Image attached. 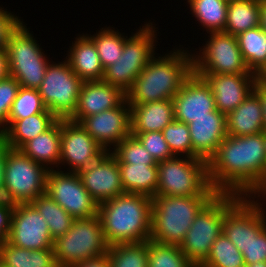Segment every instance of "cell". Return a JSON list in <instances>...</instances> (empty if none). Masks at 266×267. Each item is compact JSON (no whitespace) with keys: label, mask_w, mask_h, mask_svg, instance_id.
Masks as SVG:
<instances>
[{"label":"cell","mask_w":266,"mask_h":267,"mask_svg":"<svg viewBox=\"0 0 266 267\" xmlns=\"http://www.w3.org/2000/svg\"><path fill=\"white\" fill-rule=\"evenodd\" d=\"M261 0L229 1L224 33L238 34L260 26Z\"/></svg>","instance_id":"obj_31"},{"label":"cell","mask_w":266,"mask_h":267,"mask_svg":"<svg viewBox=\"0 0 266 267\" xmlns=\"http://www.w3.org/2000/svg\"><path fill=\"white\" fill-rule=\"evenodd\" d=\"M78 175L85 189L98 204L125 193L117 159L110 152L79 171Z\"/></svg>","instance_id":"obj_19"},{"label":"cell","mask_w":266,"mask_h":267,"mask_svg":"<svg viewBox=\"0 0 266 267\" xmlns=\"http://www.w3.org/2000/svg\"><path fill=\"white\" fill-rule=\"evenodd\" d=\"M136 136L145 149L154 158L156 163L173 158L174 155L170 151L168 144L163 136L162 131L156 132H131Z\"/></svg>","instance_id":"obj_41"},{"label":"cell","mask_w":266,"mask_h":267,"mask_svg":"<svg viewBox=\"0 0 266 267\" xmlns=\"http://www.w3.org/2000/svg\"><path fill=\"white\" fill-rule=\"evenodd\" d=\"M148 267H196L179 245L148 240Z\"/></svg>","instance_id":"obj_37"},{"label":"cell","mask_w":266,"mask_h":267,"mask_svg":"<svg viewBox=\"0 0 266 267\" xmlns=\"http://www.w3.org/2000/svg\"><path fill=\"white\" fill-rule=\"evenodd\" d=\"M99 216L74 219L71 228L53 241L58 267H70L109 251Z\"/></svg>","instance_id":"obj_9"},{"label":"cell","mask_w":266,"mask_h":267,"mask_svg":"<svg viewBox=\"0 0 266 267\" xmlns=\"http://www.w3.org/2000/svg\"><path fill=\"white\" fill-rule=\"evenodd\" d=\"M266 228V213L249 196H242L224 215L223 233L242 253Z\"/></svg>","instance_id":"obj_16"},{"label":"cell","mask_w":266,"mask_h":267,"mask_svg":"<svg viewBox=\"0 0 266 267\" xmlns=\"http://www.w3.org/2000/svg\"><path fill=\"white\" fill-rule=\"evenodd\" d=\"M6 162V146L2 144L0 146V199H4V173Z\"/></svg>","instance_id":"obj_49"},{"label":"cell","mask_w":266,"mask_h":267,"mask_svg":"<svg viewBox=\"0 0 266 267\" xmlns=\"http://www.w3.org/2000/svg\"><path fill=\"white\" fill-rule=\"evenodd\" d=\"M125 192L155 197L158 186L157 165L118 164Z\"/></svg>","instance_id":"obj_29"},{"label":"cell","mask_w":266,"mask_h":267,"mask_svg":"<svg viewBox=\"0 0 266 267\" xmlns=\"http://www.w3.org/2000/svg\"><path fill=\"white\" fill-rule=\"evenodd\" d=\"M47 107L43 103L38 89L24 88L20 86L17 97L12 103L8 120L24 119L38 113H43Z\"/></svg>","instance_id":"obj_39"},{"label":"cell","mask_w":266,"mask_h":267,"mask_svg":"<svg viewBox=\"0 0 266 267\" xmlns=\"http://www.w3.org/2000/svg\"><path fill=\"white\" fill-rule=\"evenodd\" d=\"M245 264L266 261V228L242 252Z\"/></svg>","instance_id":"obj_44"},{"label":"cell","mask_w":266,"mask_h":267,"mask_svg":"<svg viewBox=\"0 0 266 267\" xmlns=\"http://www.w3.org/2000/svg\"><path fill=\"white\" fill-rule=\"evenodd\" d=\"M236 38L247 68L258 75L266 67V31L259 26Z\"/></svg>","instance_id":"obj_33"},{"label":"cell","mask_w":266,"mask_h":267,"mask_svg":"<svg viewBox=\"0 0 266 267\" xmlns=\"http://www.w3.org/2000/svg\"><path fill=\"white\" fill-rule=\"evenodd\" d=\"M174 118L171 99L130 106L131 132L162 131Z\"/></svg>","instance_id":"obj_24"},{"label":"cell","mask_w":266,"mask_h":267,"mask_svg":"<svg viewBox=\"0 0 266 267\" xmlns=\"http://www.w3.org/2000/svg\"><path fill=\"white\" fill-rule=\"evenodd\" d=\"M3 144L2 140H1V137H0V146Z\"/></svg>","instance_id":"obj_55"},{"label":"cell","mask_w":266,"mask_h":267,"mask_svg":"<svg viewBox=\"0 0 266 267\" xmlns=\"http://www.w3.org/2000/svg\"><path fill=\"white\" fill-rule=\"evenodd\" d=\"M184 5L195 18V24L201 26L203 33L224 32L226 26L227 7L226 0H185ZM188 6V7H187ZM191 12V13H190ZM198 21V22H197Z\"/></svg>","instance_id":"obj_28"},{"label":"cell","mask_w":266,"mask_h":267,"mask_svg":"<svg viewBox=\"0 0 266 267\" xmlns=\"http://www.w3.org/2000/svg\"><path fill=\"white\" fill-rule=\"evenodd\" d=\"M4 8L3 5H0V50H6L10 34L23 21V19L19 17V13L17 15L15 11L11 12L10 9Z\"/></svg>","instance_id":"obj_43"},{"label":"cell","mask_w":266,"mask_h":267,"mask_svg":"<svg viewBox=\"0 0 266 267\" xmlns=\"http://www.w3.org/2000/svg\"><path fill=\"white\" fill-rule=\"evenodd\" d=\"M48 169L20 149L6 146L4 199L13 203H31L46 192Z\"/></svg>","instance_id":"obj_10"},{"label":"cell","mask_w":266,"mask_h":267,"mask_svg":"<svg viewBox=\"0 0 266 267\" xmlns=\"http://www.w3.org/2000/svg\"><path fill=\"white\" fill-rule=\"evenodd\" d=\"M110 267H148V240L109 246Z\"/></svg>","instance_id":"obj_35"},{"label":"cell","mask_w":266,"mask_h":267,"mask_svg":"<svg viewBox=\"0 0 266 267\" xmlns=\"http://www.w3.org/2000/svg\"><path fill=\"white\" fill-rule=\"evenodd\" d=\"M110 153L117 159L118 164L157 165L140 140L131 134L117 144Z\"/></svg>","instance_id":"obj_38"},{"label":"cell","mask_w":266,"mask_h":267,"mask_svg":"<svg viewBox=\"0 0 266 267\" xmlns=\"http://www.w3.org/2000/svg\"><path fill=\"white\" fill-rule=\"evenodd\" d=\"M260 26L266 31V1H261Z\"/></svg>","instance_id":"obj_51"},{"label":"cell","mask_w":266,"mask_h":267,"mask_svg":"<svg viewBox=\"0 0 266 267\" xmlns=\"http://www.w3.org/2000/svg\"><path fill=\"white\" fill-rule=\"evenodd\" d=\"M204 34L203 46L191 48L194 74H255L247 68L236 36L224 32Z\"/></svg>","instance_id":"obj_11"},{"label":"cell","mask_w":266,"mask_h":267,"mask_svg":"<svg viewBox=\"0 0 266 267\" xmlns=\"http://www.w3.org/2000/svg\"><path fill=\"white\" fill-rule=\"evenodd\" d=\"M19 89L18 81L10 75L0 80V133L6 128L8 115Z\"/></svg>","instance_id":"obj_42"},{"label":"cell","mask_w":266,"mask_h":267,"mask_svg":"<svg viewBox=\"0 0 266 267\" xmlns=\"http://www.w3.org/2000/svg\"><path fill=\"white\" fill-rule=\"evenodd\" d=\"M241 197L217 193L195 216L179 247L196 267L208 258L212 244L223 233L224 215Z\"/></svg>","instance_id":"obj_6"},{"label":"cell","mask_w":266,"mask_h":267,"mask_svg":"<svg viewBox=\"0 0 266 267\" xmlns=\"http://www.w3.org/2000/svg\"><path fill=\"white\" fill-rule=\"evenodd\" d=\"M64 53L70 68L83 81H101L104 77V68L101 64L94 42L83 32L76 37ZM66 56V57H65Z\"/></svg>","instance_id":"obj_23"},{"label":"cell","mask_w":266,"mask_h":267,"mask_svg":"<svg viewBox=\"0 0 266 267\" xmlns=\"http://www.w3.org/2000/svg\"><path fill=\"white\" fill-rule=\"evenodd\" d=\"M79 123L106 152H110L131 134L130 105L125 99L118 107L84 117Z\"/></svg>","instance_id":"obj_17"},{"label":"cell","mask_w":266,"mask_h":267,"mask_svg":"<svg viewBox=\"0 0 266 267\" xmlns=\"http://www.w3.org/2000/svg\"><path fill=\"white\" fill-rule=\"evenodd\" d=\"M207 168L210 185L217 193L249 196L266 176L264 133L227 135Z\"/></svg>","instance_id":"obj_1"},{"label":"cell","mask_w":266,"mask_h":267,"mask_svg":"<svg viewBox=\"0 0 266 267\" xmlns=\"http://www.w3.org/2000/svg\"><path fill=\"white\" fill-rule=\"evenodd\" d=\"M31 204L45 216L53 240L64 235L71 228L74 218L46 193L38 196Z\"/></svg>","instance_id":"obj_34"},{"label":"cell","mask_w":266,"mask_h":267,"mask_svg":"<svg viewBox=\"0 0 266 267\" xmlns=\"http://www.w3.org/2000/svg\"><path fill=\"white\" fill-rule=\"evenodd\" d=\"M15 204L0 199V245L7 240L10 233L11 215Z\"/></svg>","instance_id":"obj_45"},{"label":"cell","mask_w":266,"mask_h":267,"mask_svg":"<svg viewBox=\"0 0 266 267\" xmlns=\"http://www.w3.org/2000/svg\"><path fill=\"white\" fill-rule=\"evenodd\" d=\"M263 133H264V151L266 156V131H263Z\"/></svg>","instance_id":"obj_54"},{"label":"cell","mask_w":266,"mask_h":267,"mask_svg":"<svg viewBox=\"0 0 266 267\" xmlns=\"http://www.w3.org/2000/svg\"><path fill=\"white\" fill-rule=\"evenodd\" d=\"M249 197L266 213V176Z\"/></svg>","instance_id":"obj_46"},{"label":"cell","mask_w":266,"mask_h":267,"mask_svg":"<svg viewBox=\"0 0 266 267\" xmlns=\"http://www.w3.org/2000/svg\"><path fill=\"white\" fill-rule=\"evenodd\" d=\"M174 118L189 124L196 118L210 116L217 110L210 86L200 76L192 74L184 81L180 91L172 99Z\"/></svg>","instance_id":"obj_18"},{"label":"cell","mask_w":266,"mask_h":267,"mask_svg":"<svg viewBox=\"0 0 266 267\" xmlns=\"http://www.w3.org/2000/svg\"><path fill=\"white\" fill-rule=\"evenodd\" d=\"M9 75L6 50H0V80Z\"/></svg>","instance_id":"obj_50"},{"label":"cell","mask_w":266,"mask_h":267,"mask_svg":"<svg viewBox=\"0 0 266 267\" xmlns=\"http://www.w3.org/2000/svg\"><path fill=\"white\" fill-rule=\"evenodd\" d=\"M7 241L19 248L44 250L53 249L54 240L48 230L45 216L31 203H18L12 211Z\"/></svg>","instance_id":"obj_15"},{"label":"cell","mask_w":266,"mask_h":267,"mask_svg":"<svg viewBox=\"0 0 266 267\" xmlns=\"http://www.w3.org/2000/svg\"><path fill=\"white\" fill-rule=\"evenodd\" d=\"M0 264L3 267H58L53 249L28 250L7 240L0 245Z\"/></svg>","instance_id":"obj_30"},{"label":"cell","mask_w":266,"mask_h":267,"mask_svg":"<svg viewBox=\"0 0 266 267\" xmlns=\"http://www.w3.org/2000/svg\"><path fill=\"white\" fill-rule=\"evenodd\" d=\"M210 86L216 109L227 115L254 91L256 74H196Z\"/></svg>","instance_id":"obj_20"},{"label":"cell","mask_w":266,"mask_h":267,"mask_svg":"<svg viewBox=\"0 0 266 267\" xmlns=\"http://www.w3.org/2000/svg\"><path fill=\"white\" fill-rule=\"evenodd\" d=\"M70 267H110L108 253L101 256L89 258Z\"/></svg>","instance_id":"obj_48"},{"label":"cell","mask_w":266,"mask_h":267,"mask_svg":"<svg viewBox=\"0 0 266 267\" xmlns=\"http://www.w3.org/2000/svg\"><path fill=\"white\" fill-rule=\"evenodd\" d=\"M145 21L125 39L121 58L105 69L103 81L126 93L134 84L143 68L157 54L159 24ZM158 31V32H157Z\"/></svg>","instance_id":"obj_5"},{"label":"cell","mask_w":266,"mask_h":267,"mask_svg":"<svg viewBox=\"0 0 266 267\" xmlns=\"http://www.w3.org/2000/svg\"><path fill=\"white\" fill-rule=\"evenodd\" d=\"M126 99L118 87L101 81H84L78 97L77 108L69 118L79 123L84 117L118 107Z\"/></svg>","instance_id":"obj_21"},{"label":"cell","mask_w":266,"mask_h":267,"mask_svg":"<svg viewBox=\"0 0 266 267\" xmlns=\"http://www.w3.org/2000/svg\"><path fill=\"white\" fill-rule=\"evenodd\" d=\"M226 131L228 136H247L264 131L262 105L255 91L226 115Z\"/></svg>","instance_id":"obj_26"},{"label":"cell","mask_w":266,"mask_h":267,"mask_svg":"<svg viewBox=\"0 0 266 267\" xmlns=\"http://www.w3.org/2000/svg\"><path fill=\"white\" fill-rule=\"evenodd\" d=\"M24 20L10 34L6 47L9 75L24 88L38 89L54 56L45 53L42 42ZM39 42V43H38ZM47 54V55H46Z\"/></svg>","instance_id":"obj_7"},{"label":"cell","mask_w":266,"mask_h":267,"mask_svg":"<svg viewBox=\"0 0 266 267\" xmlns=\"http://www.w3.org/2000/svg\"><path fill=\"white\" fill-rule=\"evenodd\" d=\"M162 133L174 156L193 158V148L188 124L174 120L162 130Z\"/></svg>","instance_id":"obj_40"},{"label":"cell","mask_w":266,"mask_h":267,"mask_svg":"<svg viewBox=\"0 0 266 267\" xmlns=\"http://www.w3.org/2000/svg\"><path fill=\"white\" fill-rule=\"evenodd\" d=\"M45 193L74 219H88L98 215V203L85 189L76 172L49 170Z\"/></svg>","instance_id":"obj_13"},{"label":"cell","mask_w":266,"mask_h":267,"mask_svg":"<svg viewBox=\"0 0 266 267\" xmlns=\"http://www.w3.org/2000/svg\"><path fill=\"white\" fill-rule=\"evenodd\" d=\"M152 198L122 193L98 204V216L109 245L150 240Z\"/></svg>","instance_id":"obj_3"},{"label":"cell","mask_w":266,"mask_h":267,"mask_svg":"<svg viewBox=\"0 0 266 267\" xmlns=\"http://www.w3.org/2000/svg\"><path fill=\"white\" fill-rule=\"evenodd\" d=\"M254 91L258 94L263 111V129L266 131V81L257 79L254 87Z\"/></svg>","instance_id":"obj_47"},{"label":"cell","mask_w":266,"mask_h":267,"mask_svg":"<svg viewBox=\"0 0 266 267\" xmlns=\"http://www.w3.org/2000/svg\"><path fill=\"white\" fill-rule=\"evenodd\" d=\"M105 153L106 150L80 123L73 122L70 119H61L59 170L78 173L99 160Z\"/></svg>","instance_id":"obj_14"},{"label":"cell","mask_w":266,"mask_h":267,"mask_svg":"<svg viewBox=\"0 0 266 267\" xmlns=\"http://www.w3.org/2000/svg\"><path fill=\"white\" fill-rule=\"evenodd\" d=\"M257 76L259 79L266 81V67Z\"/></svg>","instance_id":"obj_53"},{"label":"cell","mask_w":266,"mask_h":267,"mask_svg":"<svg viewBox=\"0 0 266 267\" xmlns=\"http://www.w3.org/2000/svg\"><path fill=\"white\" fill-rule=\"evenodd\" d=\"M188 125L193 158L208 162L227 136L226 115L215 110L210 112V116L196 118Z\"/></svg>","instance_id":"obj_22"},{"label":"cell","mask_w":266,"mask_h":267,"mask_svg":"<svg viewBox=\"0 0 266 267\" xmlns=\"http://www.w3.org/2000/svg\"><path fill=\"white\" fill-rule=\"evenodd\" d=\"M52 59L38 88L43 103L57 119H69L75 112L82 83L68 61Z\"/></svg>","instance_id":"obj_12"},{"label":"cell","mask_w":266,"mask_h":267,"mask_svg":"<svg viewBox=\"0 0 266 267\" xmlns=\"http://www.w3.org/2000/svg\"><path fill=\"white\" fill-rule=\"evenodd\" d=\"M245 267H266V261L255 262L252 264H245Z\"/></svg>","instance_id":"obj_52"},{"label":"cell","mask_w":266,"mask_h":267,"mask_svg":"<svg viewBox=\"0 0 266 267\" xmlns=\"http://www.w3.org/2000/svg\"><path fill=\"white\" fill-rule=\"evenodd\" d=\"M20 150L33 161L44 165L48 170H59L61 157V119L48 130L26 142Z\"/></svg>","instance_id":"obj_27"},{"label":"cell","mask_w":266,"mask_h":267,"mask_svg":"<svg viewBox=\"0 0 266 267\" xmlns=\"http://www.w3.org/2000/svg\"><path fill=\"white\" fill-rule=\"evenodd\" d=\"M200 267H245L240 250L222 233L214 241L206 261Z\"/></svg>","instance_id":"obj_36"},{"label":"cell","mask_w":266,"mask_h":267,"mask_svg":"<svg viewBox=\"0 0 266 267\" xmlns=\"http://www.w3.org/2000/svg\"><path fill=\"white\" fill-rule=\"evenodd\" d=\"M214 196L153 197L150 240L161 244L180 245L195 216Z\"/></svg>","instance_id":"obj_4"},{"label":"cell","mask_w":266,"mask_h":267,"mask_svg":"<svg viewBox=\"0 0 266 267\" xmlns=\"http://www.w3.org/2000/svg\"><path fill=\"white\" fill-rule=\"evenodd\" d=\"M112 26L105 25L100 30H95L94 34L91 30L89 34L85 33L94 42L104 70L121 58L125 39L130 35L125 30L122 32Z\"/></svg>","instance_id":"obj_32"},{"label":"cell","mask_w":266,"mask_h":267,"mask_svg":"<svg viewBox=\"0 0 266 267\" xmlns=\"http://www.w3.org/2000/svg\"><path fill=\"white\" fill-rule=\"evenodd\" d=\"M57 120L48 109L24 119L8 120L0 137L5 146L20 149L26 142L48 130Z\"/></svg>","instance_id":"obj_25"},{"label":"cell","mask_w":266,"mask_h":267,"mask_svg":"<svg viewBox=\"0 0 266 267\" xmlns=\"http://www.w3.org/2000/svg\"><path fill=\"white\" fill-rule=\"evenodd\" d=\"M166 49L157 54L135 78L132 87L125 93L126 101L132 104H146L166 99H173L180 91L184 81L192 74L191 45Z\"/></svg>","instance_id":"obj_2"},{"label":"cell","mask_w":266,"mask_h":267,"mask_svg":"<svg viewBox=\"0 0 266 267\" xmlns=\"http://www.w3.org/2000/svg\"><path fill=\"white\" fill-rule=\"evenodd\" d=\"M158 186L155 196L216 195L208 179L207 161L174 156L157 163Z\"/></svg>","instance_id":"obj_8"}]
</instances>
